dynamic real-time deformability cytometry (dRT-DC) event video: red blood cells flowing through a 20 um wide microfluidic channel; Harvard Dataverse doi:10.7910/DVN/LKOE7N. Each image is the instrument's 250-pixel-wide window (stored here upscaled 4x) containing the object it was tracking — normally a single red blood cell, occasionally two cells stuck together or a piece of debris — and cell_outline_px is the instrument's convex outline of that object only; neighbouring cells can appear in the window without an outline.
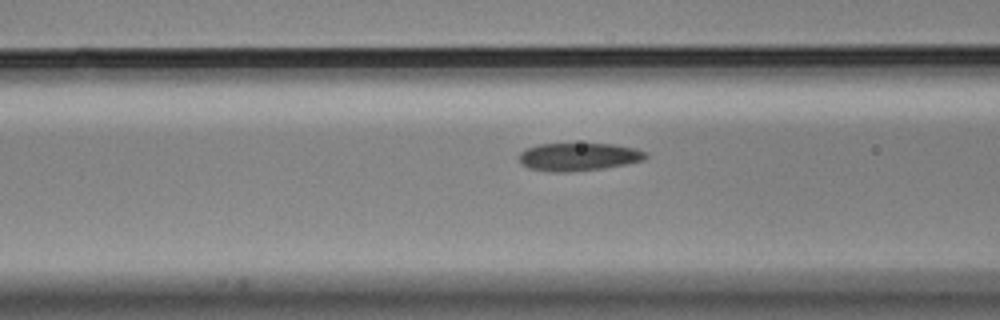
{"species": "Egyptian fruit bat (a non-hibernating species)", "species_latin": "Rousettus aegyptiacus", "temperature_condition": "cold", "stored_images_in_passage": 6, "camera_frame_rate_fps": 3000, "um_per_image_px": 0.085, "animal": {"sex": "male"}, "frame": {"image": 1, "passage_image": 6, "time_ms": 1.667, "image_size_px": [1000, 320], "cell_outline_px": [[648, 156], [644, 160], [628, 164], [604, 168], [568, 172], [552, 172], [528, 168], [520, 160], [520, 152], [536, 144], [612, 144], [636, 148], [648, 152]], "centroid_in_image_um": [49.23, 13.33], "position_along_channel_um": 117.4, "area_um2": 20.63}}